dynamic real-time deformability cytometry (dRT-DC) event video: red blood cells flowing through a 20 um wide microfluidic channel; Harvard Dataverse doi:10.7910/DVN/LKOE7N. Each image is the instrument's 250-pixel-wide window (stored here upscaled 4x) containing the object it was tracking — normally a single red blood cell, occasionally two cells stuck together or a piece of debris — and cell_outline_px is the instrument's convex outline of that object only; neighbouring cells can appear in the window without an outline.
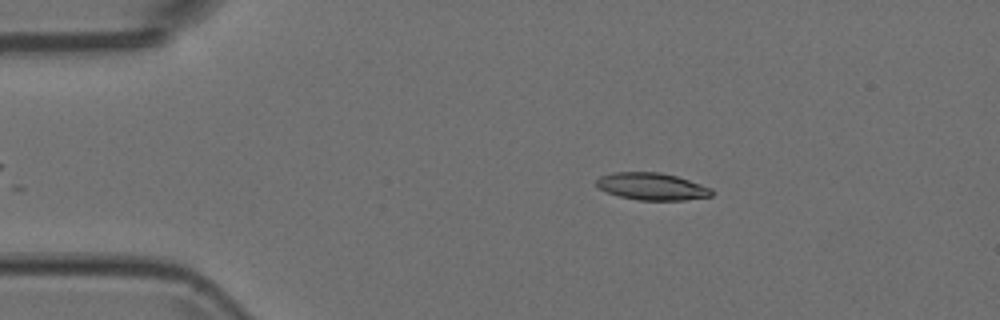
{"species": "Egyptian fruit bat (a non-hibernating species)", "species_latin": "Rousettus aegyptiacus", "temperature_condition": "room temperature", "stored_images_in_passage": 5, "camera_frame_rate_fps": 3000, "um_per_image_px": 0.085, "animal": {"sex": "female"}, "frame": {"image": 1, "passage_image": 3, "time_ms": 0.667, "image_size_px": [1000, 320], "cell_outline_px": [[712, 196], [684, 200], [636, 200], [620, 196], [608, 192], [600, 188], [596, 184], [596, 180], [600, 176], [616, 172], [660, 172], [676, 176], [712, 188]], "centroid_in_image_um": [55.42, 15.85], "position_along_channel_um": 29.6, "area_um2": 18.09}}